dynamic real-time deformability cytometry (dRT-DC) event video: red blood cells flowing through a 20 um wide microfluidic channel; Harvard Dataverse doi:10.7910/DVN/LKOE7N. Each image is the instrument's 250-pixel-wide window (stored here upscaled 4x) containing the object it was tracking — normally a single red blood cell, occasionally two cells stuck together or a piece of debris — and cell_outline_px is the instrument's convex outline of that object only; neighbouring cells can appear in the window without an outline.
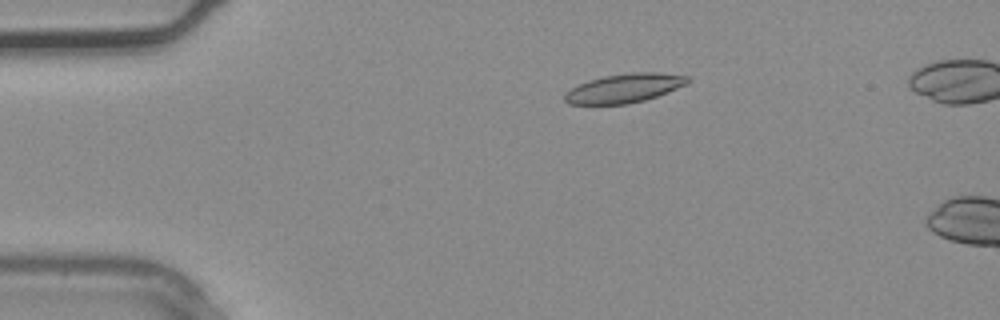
{"species": "common noctule bat (a hibernating species)", "species_latin": "Nyctalus noctula", "temperature_condition": "warm", "stored_images_in_passage": 3, "camera_frame_rate_fps": 3000, "um_per_image_px": 0.085, "animal": {"sex": "male", "body_mass_g": 20.4}, "frame": {"image": 1, "passage_image": 2, "time_ms": 0.333, "image_size_px": [1000, 320], "cell_outline_px": [[692, 80], [688, 84], [668, 92], [644, 100], [628, 104], [568, 104], [564, 100], [564, 92], [588, 80], [604, 76], [632, 72], [656, 72], [688, 76]], "centroid_in_image_um": [53.09, 7.49], "position_along_channel_um": 31.9, "area_um2": 20.81}}